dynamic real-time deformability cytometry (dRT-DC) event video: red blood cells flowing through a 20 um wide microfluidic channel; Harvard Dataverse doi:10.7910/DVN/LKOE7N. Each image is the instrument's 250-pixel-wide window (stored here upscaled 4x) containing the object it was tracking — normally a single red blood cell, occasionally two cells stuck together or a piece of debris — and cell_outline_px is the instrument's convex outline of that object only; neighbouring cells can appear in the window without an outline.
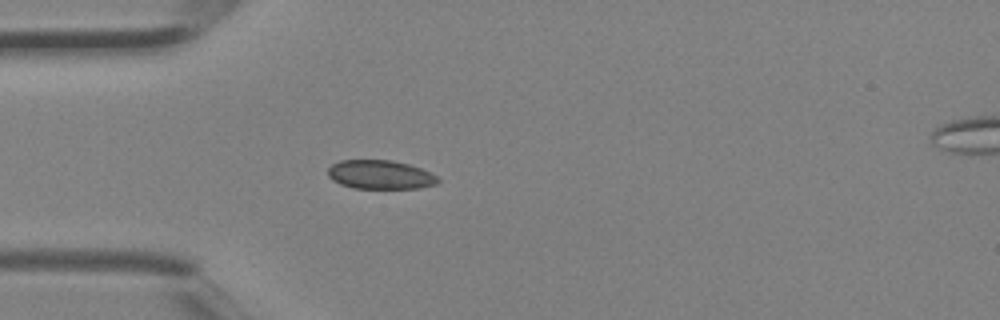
{"species": "Egyptian fruit bat (a non-hibernating species)", "species_latin": "Rousettus aegyptiacus", "temperature_condition": "room temperature", "stored_images_in_passage": 2, "segment_of_instrument_passage": [1, 2], "camera_frame_rate_fps": 3000, "um_per_image_px": 0.085, "animal": {"sex": "female"}, "frame": {"image": 1, "passage_image": 1, "time_ms": 0.0, "image_size_px": [1000, 320], "cell_outline_px": [[440, 180], [436, 184], [420, 188], [352, 188], [340, 184], [332, 180], [328, 176], [328, 168], [332, 164], [340, 160], [392, 160], [408, 164], [420, 168], [436, 176]], "centroid_in_image_um": [32.29, 14.84], "position_along_channel_um": 52.7, "area_um2": 18.5}}